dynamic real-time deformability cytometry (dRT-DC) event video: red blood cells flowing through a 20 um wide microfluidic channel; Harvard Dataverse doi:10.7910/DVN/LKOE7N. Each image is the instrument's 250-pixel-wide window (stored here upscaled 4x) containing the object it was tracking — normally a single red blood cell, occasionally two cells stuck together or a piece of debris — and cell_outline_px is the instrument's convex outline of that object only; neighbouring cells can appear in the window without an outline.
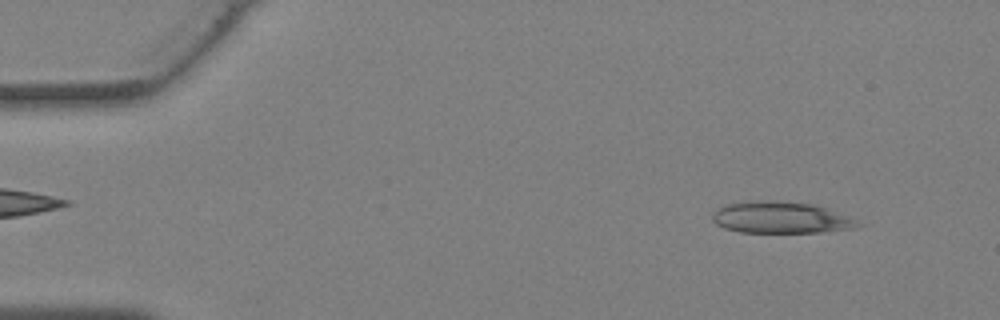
{"species": "Egyptian fruit bat (a non-hibernating species)", "species_latin": "Rousettus aegyptiacus", "temperature_condition": "warm", "stored_images_in_passage": 37, "camera_frame_rate_fps": 3000, "um_per_image_px": 0.085, "animal": {"sex": "female"}, "frame": {"image": 1, "passage_image": 3, "time_ms": 0.667, "image_size_px": [1000, 320], "cell_outline_px": [[864, 224], [856, 228], [820, 232], [740, 232], [724, 228], [716, 224], [712, 220], [712, 212], [724, 204], [752, 200], [772, 200], [812, 204], [828, 208], [848, 216]], "centroid_in_image_um": [66.35, 18.48], "position_along_channel_um": 18.7, "area_um2": 26.99}}
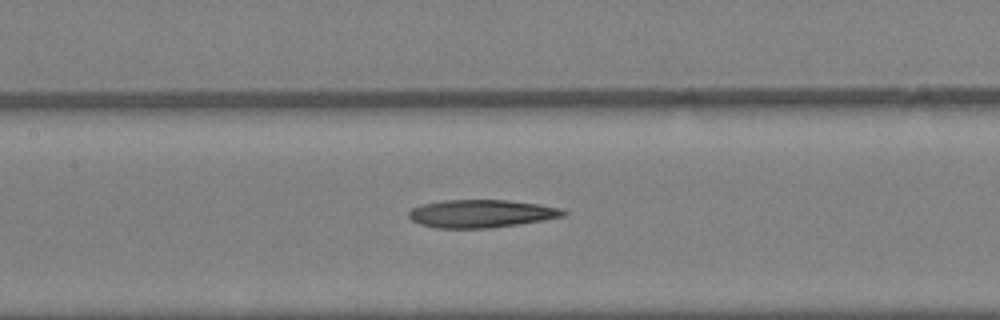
{"frame": {"image": 2, "passage_image": 17, "time_ms": 5.333, "image_size_px": [1000, 320], "cell_outline_px": [[568, 212], [564, 216], [544, 220], [492, 228], [436, 228], [420, 224], [412, 220], [408, 216], [408, 212], [412, 208], [420, 204], [444, 200], [508, 200], [540, 204], [560, 208]], "centroid_in_image_um": [40.9, 18.15], "position_along_channel_um": 166.5, "area_um2": 25.26}}
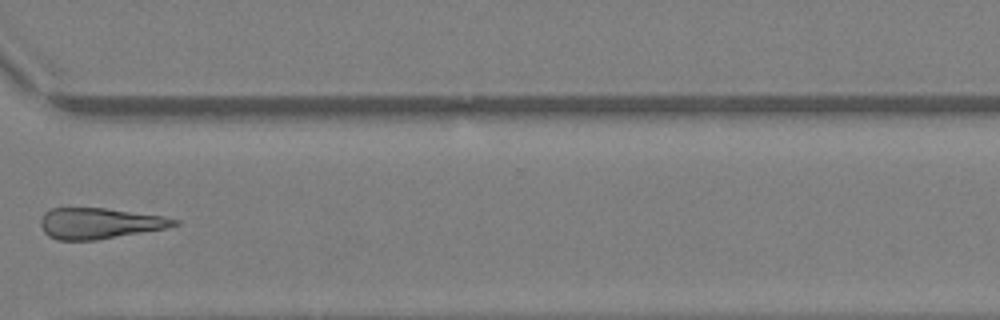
{"frame": {"image": 3, "passage_image": 28, "time_ms": 9.0, "image_size_px": [1000, 320], "cell_outline_px": [[180, 224], [168, 228], [96, 240], [56, 240], [48, 236], [44, 232], [40, 224], [40, 220], [44, 212], [52, 208], [104, 208], [164, 216], [180, 220]], "centroid_in_image_um": [8.47, 18.99], "position_along_channel_um": 362.1, "area_um2": 24.16}}